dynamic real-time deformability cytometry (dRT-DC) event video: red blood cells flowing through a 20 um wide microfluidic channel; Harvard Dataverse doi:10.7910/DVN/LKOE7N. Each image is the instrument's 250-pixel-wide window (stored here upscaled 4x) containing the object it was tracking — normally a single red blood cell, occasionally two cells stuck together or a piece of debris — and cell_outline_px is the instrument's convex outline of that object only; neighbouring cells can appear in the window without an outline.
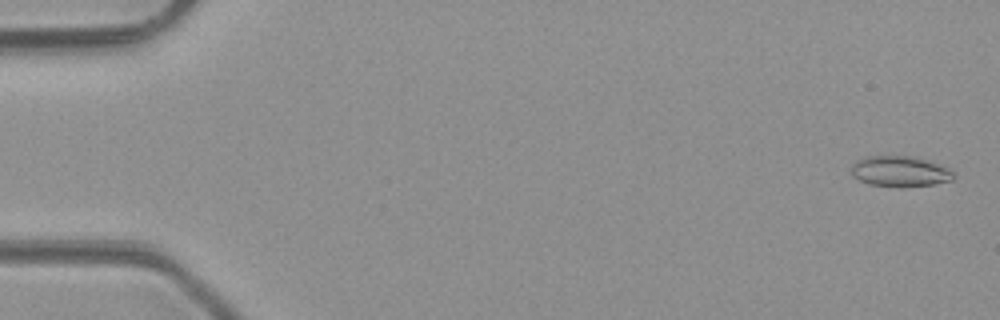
{"species": "common noctule bat (a hibernating species)", "species_latin": "Nyctalus noctula", "temperature_condition": "room temperature", "stored_images_in_passage": 4, "camera_frame_rate_fps": 3000, "um_per_image_px": 0.085, "animal": {"sex": "male", "body_mass_g": 23.1, "forearm_length_mm": 52.7}, "frame": {"image": 1, "passage_image": 1, "time_ms": 0.0, "image_size_px": [1000, 320], "cell_outline_px": [[956, 176], [952, 180], [936, 184], [904, 188], [900, 188], [868, 184], [852, 176], [852, 164], [856, 160], [864, 156], [912, 156], [928, 160], [940, 164], [948, 168]], "centroid_in_image_um": [76.51, 14.58], "position_along_channel_um": 8.5, "area_um2": 18.67}}